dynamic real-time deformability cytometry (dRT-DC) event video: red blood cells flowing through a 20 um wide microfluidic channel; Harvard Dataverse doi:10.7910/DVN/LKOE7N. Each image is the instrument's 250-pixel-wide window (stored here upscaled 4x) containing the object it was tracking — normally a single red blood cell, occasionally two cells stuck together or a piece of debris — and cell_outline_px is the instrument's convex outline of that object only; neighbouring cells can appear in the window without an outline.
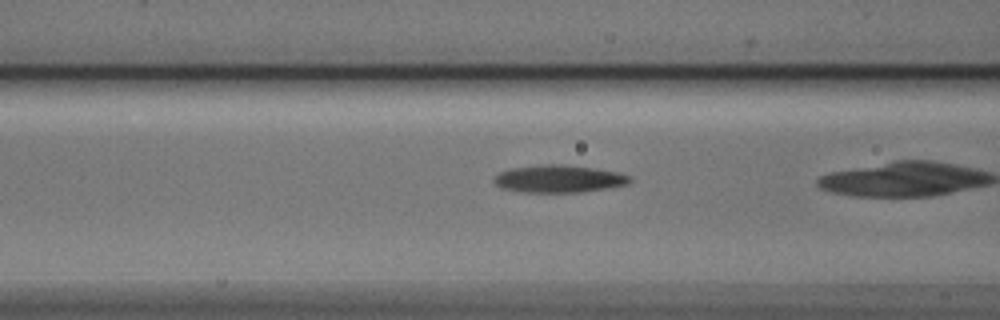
{"species": "Egyptian fruit bat (a non-hibernating species)", "species_latin": "Rousettus aegyptiacus", "temperature_condition": "cold", "stored_images_in_passage": 15, "camera_frame_rate_fps": 3000, "um_per_image_px": 0.085, "animal": {"sex": "male"}, "frame": {"image": 1, "passage_image": 13, "time_ms": 4.0, "image_size_px": [1000, 320], "cell_outline_px": [[632, 180], [628, 184], [584, 192], [524, 192], [500, 188], [492, 180], [492, 176], [500, 172], [512, 168], [540, 164], [564, 164], [596, 168], [620, 172], [632, 176]], "centroid_in_image_um": [47.51, 15.19], "position_along_channel_um": 119.1, "area_um2": 22.08}}